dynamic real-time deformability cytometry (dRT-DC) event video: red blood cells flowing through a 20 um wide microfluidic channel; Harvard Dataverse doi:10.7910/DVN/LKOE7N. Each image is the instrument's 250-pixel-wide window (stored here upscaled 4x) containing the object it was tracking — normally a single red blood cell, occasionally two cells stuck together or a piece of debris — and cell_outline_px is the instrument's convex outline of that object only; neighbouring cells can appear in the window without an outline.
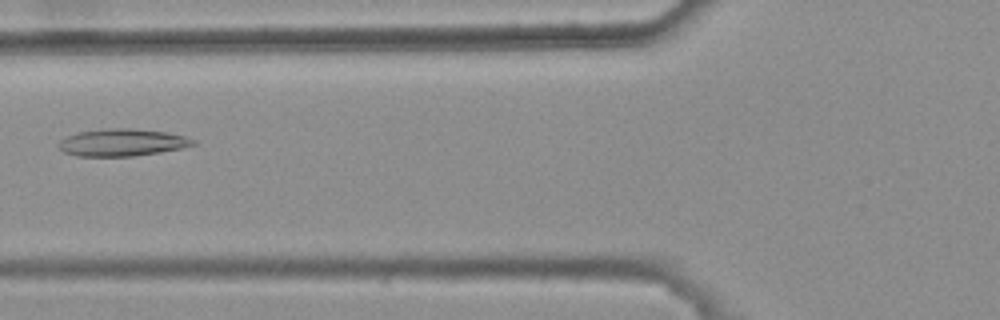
{"species": "common noctule bat (a hibernating species)", "species_latin": "Nyctalus noctula", "temperature_condition": "warm", "stored_images_in_passage": 6, "camera_frame_rate_fps": 3000, "um_per_image_px": 0.085, "animal": {"sex": "female", "body_mass_g": 25.1}, "frame": {"image": 1, "passage_image": 6, "time_ms": 1.667, "image_size_px": [1000, 320], "cell_outline_px": [[196, 144], [180, 148], [160, 152], [132, 156], [76, 156], [64, 152], [56, 144], [60, 140], [76, 132], [104, 128], [132, 128], [164, 132], [184, 136], [196, 140]], "centroid_in_image_um": [10.34, 12.1], "position_along_channel_um": 115.5, "area_um2": 21.33}}